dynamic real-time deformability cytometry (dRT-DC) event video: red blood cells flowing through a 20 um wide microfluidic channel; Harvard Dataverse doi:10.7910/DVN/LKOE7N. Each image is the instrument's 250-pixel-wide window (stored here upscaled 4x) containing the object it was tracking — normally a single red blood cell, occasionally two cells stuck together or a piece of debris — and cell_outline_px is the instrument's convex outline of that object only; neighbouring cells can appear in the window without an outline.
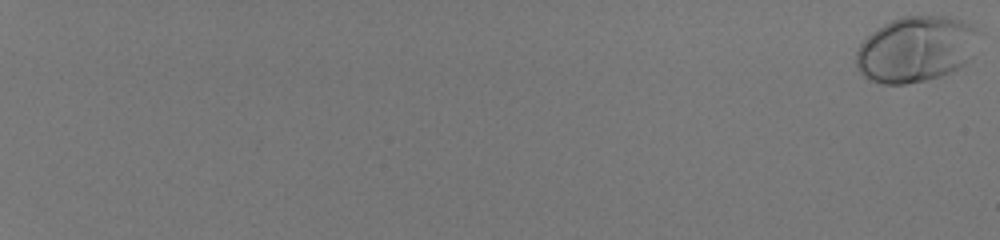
{"species": "human", "species_latin": "Homo sapiens", "temperature_condition": "room temperature", "stored_images_in_passage": 58, "camera_frame_rate_fps": 3000, "um_per_image_px": 0.085, "donor": {"sex": "male"}, "frame": {"image": 1, "passage_image": 1, "time_ms": 0.0, "image_size_px": [1000, 240], "cell_outline_px": [[972, 60], [952, 72], [940, 76], [924, 80], [904, 84], [884, 84], [872, 80], [864, 76], [856, 68], [856, 52], [860, 44], [872, 32], [884, 24], [900, 16], [948, 16], [972, 24]], "centroid_in_image_um": [77.78, 4.19], "position_along_channel_um": 7.2, "area_um2": 46.3}}
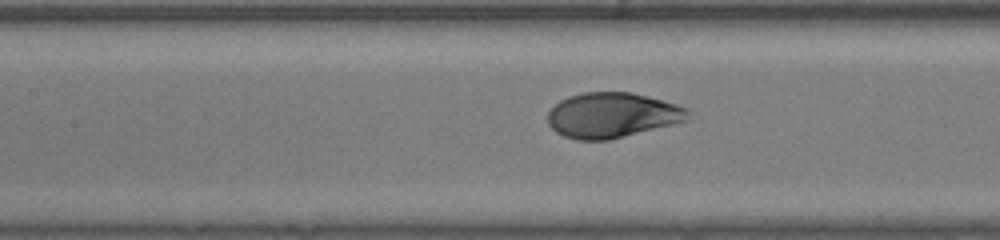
{"frame": {"image": 2, "passage_image": 34, "time_ms": 11.0, "image_size_px": [1000, 240], "cell_outline_px": [[688, 120], [608, 140], [576, 140], [564, 136], [556, 132], [548, 124], [548, 112], [560, 100], [568, 96], [584, 92], [632, 92], [676, 104], [688, 108]], "centroid_in_image_um": [52.0, 9.78], "position_along_channel_um": 155.4, "area_um2": 36.65}}
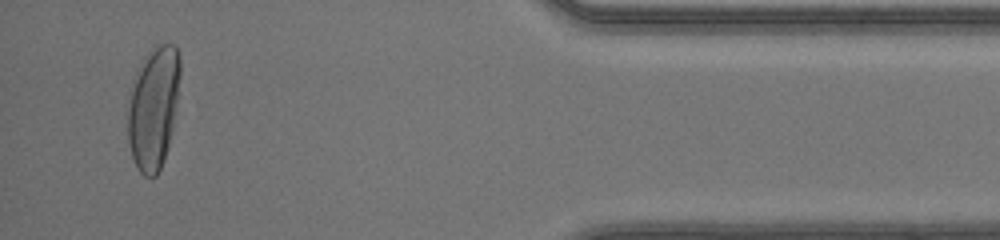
{"frame": {"image": 3, "passage_image": 56, "time_ms": 18.333, "image_size_px": [1000, 240], "cell_outline_px": [[180, 76], [172, 128], [168, 148], [164, 160], [156, 176], [144, 176], [136, 168], [132, 156], [128, 140], [128, 108], [132, 80], [144, 56], [156, 44], [176, 44], [180, 56]], "centroid_in_image_um": [13.03, 9.12], "position_along_channel_um": 422.2, "area_um2": 37.45}, "authors_computed_cell_mechanics": {"area_um2": 38.3503, "velocity_mm_per_s": 4.1447, "shape_relaxation_time_tau1_ms": 3.2807, "shape_relaxation_time_tau2_ms": null, "deformation_change_tau1": 0.1939, "deformation_change_tau2": null}}